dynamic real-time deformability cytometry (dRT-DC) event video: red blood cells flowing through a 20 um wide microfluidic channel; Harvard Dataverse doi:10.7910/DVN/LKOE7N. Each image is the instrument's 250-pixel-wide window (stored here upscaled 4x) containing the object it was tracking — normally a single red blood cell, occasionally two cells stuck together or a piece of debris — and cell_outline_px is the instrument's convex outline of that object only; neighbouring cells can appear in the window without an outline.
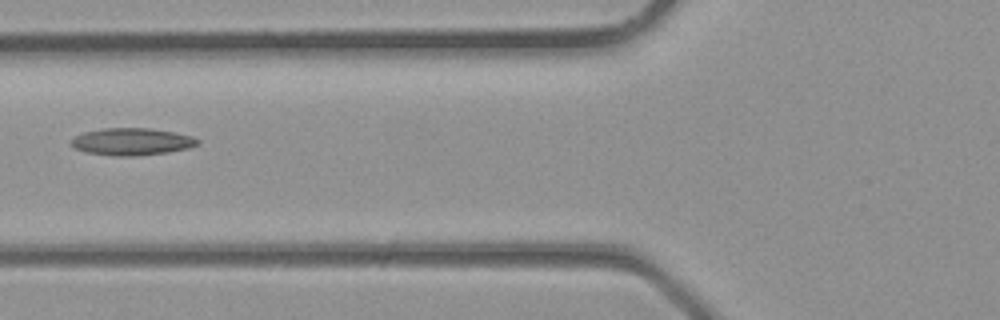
{"species": "common noctule bat (a hibernating species)", "species_latin": "Nyctalus noctula", "temperature_condition": "room temperature", "stored_images_in_passage": 4, "camera_frame_rate_fps": 3000, "um_per_image_px": 0.085, "animal": {"sex": "male", "body_mass_g": 23.1, "forearm_length_mm": 52.7}, "frame": {"image": 1, "passage_image": 4, "time_ms": 1.0, "image_size_px": [1000, 320], "cell_outline_px": [[200, 144], [188, 148], [168, 152], [140, 156], [112, 156], [84, 152], [76, 148], [72, 144], [72, 140], [76, 136], [84, 132], [104, 128], [148, 128], [172, 132], [192, 136], [200, 140]], "centroid_in_image_um": [11.23, 12.05], "position_along_channel_um": 114.6, "area_um2": 20.0}}